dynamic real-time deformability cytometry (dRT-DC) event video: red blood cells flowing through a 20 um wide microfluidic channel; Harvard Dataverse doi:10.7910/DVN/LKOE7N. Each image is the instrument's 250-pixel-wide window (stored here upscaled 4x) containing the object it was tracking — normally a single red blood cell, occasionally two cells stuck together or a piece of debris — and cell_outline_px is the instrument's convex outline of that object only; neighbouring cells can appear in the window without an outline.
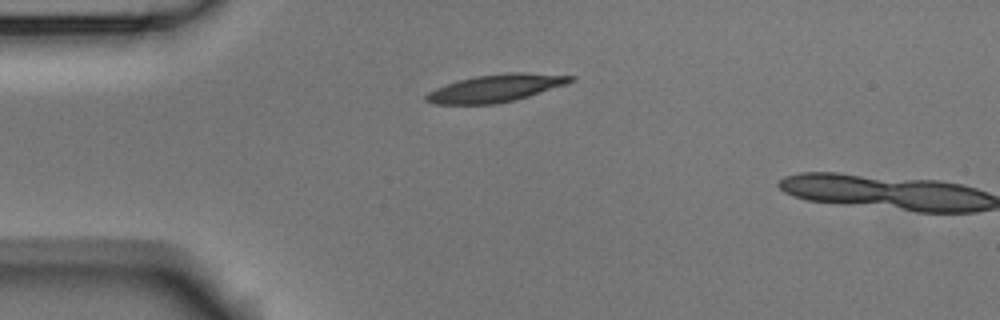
{"species": "Egyptian fruit bat (a non-hibernating species)", "species_latin": "Rousettus aegyptiacus", "temperature_condition": "room temperature", "stored_images_in_passage": 2, "camera_frame_rate_fps": 3000, "um_per_image_px": 0.085, "animal": {"sex": "male"}, "frame": {"image": 1, "passage_image": 1, "time_ms": 0.0, "image_size_px": [1000, 320], "cell_outline_px": [[576, 80], [568, 84], [516, 100], [496, 104], [436, 104], [424, 100], [424, 96], [428, 92], [436, 88], [460, 80], [476, 76], [504, 72], [524, 72], [576, 76]], "centroid_in_image_um": [42.19, 7.49], "position_along_channel_um": 42.8, "area_um2": 23.29}}